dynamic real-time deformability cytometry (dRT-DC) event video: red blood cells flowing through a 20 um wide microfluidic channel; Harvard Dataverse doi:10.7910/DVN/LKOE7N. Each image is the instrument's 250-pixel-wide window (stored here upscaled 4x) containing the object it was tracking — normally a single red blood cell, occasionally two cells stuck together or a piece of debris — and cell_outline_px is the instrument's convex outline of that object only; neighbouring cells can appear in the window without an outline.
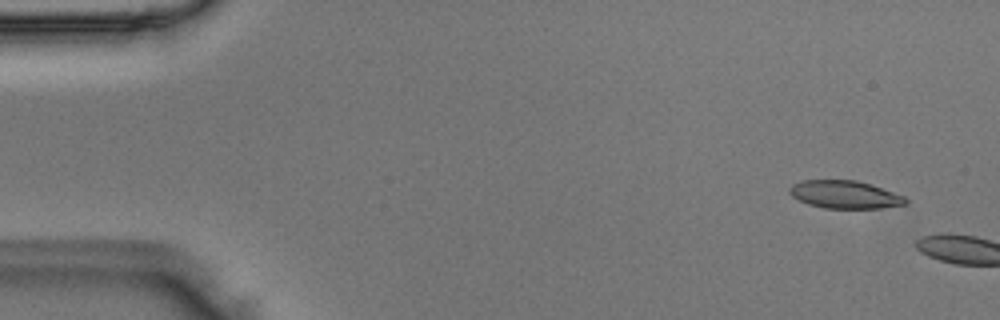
{"species": "Egyptian fruit bat (a non-hibernating species)", "species_latin": "Rousettus aegyptiacus", "temperature_condition": "room temperature", "stored_images_in_passage": 5, "camera_frame_rate_fps": 3000, "um_per_image_px": 0.085, "animal": {"sex": "male"}, "frame": {"image": 1, "passage_image": 3, "time_ms": 0.667, "image_size_px": [1000, 320], "cell_outline_px": [[908, 200], [904, 204], [880, 208], [824, 208], [808, 204], [792, 196], [788, 192], [788, 188], [792, 184], [804, 180], [856, 180], [872, 184], [904, 196]], "centroid_in_image_um": [71.79, 16.53], "position_along_channel_um": 13.2, "area_um2": 18.79}}